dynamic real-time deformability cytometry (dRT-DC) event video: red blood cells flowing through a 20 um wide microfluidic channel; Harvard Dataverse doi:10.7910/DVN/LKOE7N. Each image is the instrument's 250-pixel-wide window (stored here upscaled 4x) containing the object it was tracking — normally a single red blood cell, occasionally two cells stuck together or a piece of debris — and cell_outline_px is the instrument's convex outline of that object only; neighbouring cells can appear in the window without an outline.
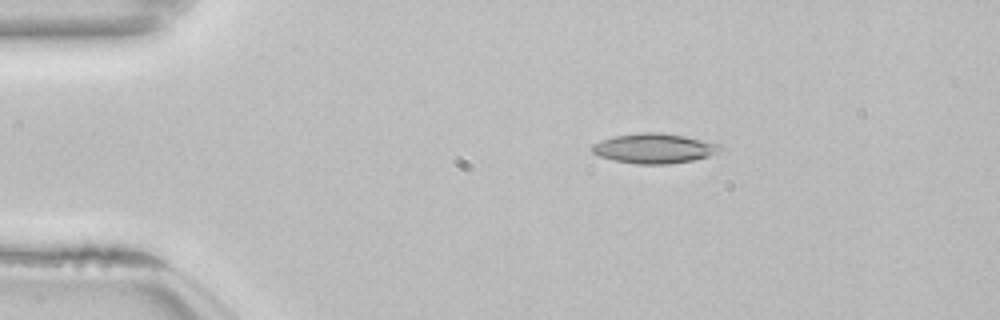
{"species": "common noctule bat (a hibernating species)", "species_latin": "Nyctalus noctula", "temperature_condition": "room temperature", "stored_images_in_passage": 44, "camera_frame_rate_fps": 3000, "um_per_image_px": 0.085, "animal": {"sex": "female", "body_mass_g": 22.7, "forearm_length_mm": 54.2}, "frame": {"image": 1, "passage_image": 1, "time_ms": 0.0, "image_size_px": [1000, 320], "cell_outline_px": [[724, 148], [708, 156], [692, 160], [668, 164], [636, 164], [612, 160], [600, 156], [592, 152], [592, 144], [600, 140], [616, 136], [640, 132], [656, 132], [684, 136], [720, 144]], "centroid_in_image_um": [55.58, 12.61], "position_along_channel_um": 29.4, "area_um2": 22.14}}
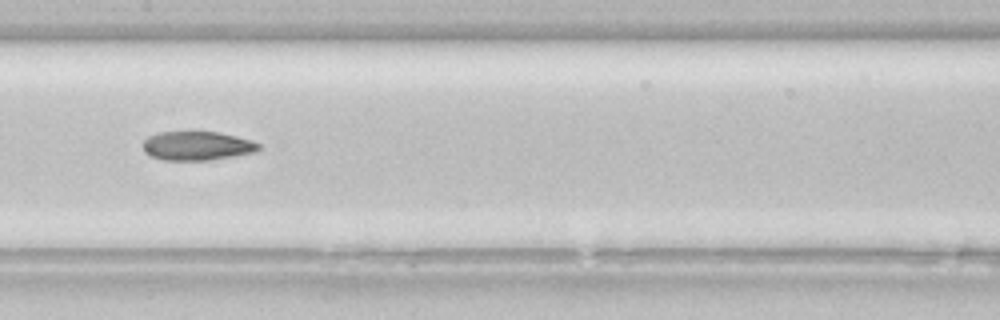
{"frame": {"image": 2, "passage_image": 18, "time_ms": 5.667, "image_size_px": [1000, 320], "cell_outline_px": [[260, 148], [256, 152], [208, 160], [164, 160], [152, 156], [144, 152], [144, 140], [148, 136], [160, 132], [220, 132], [252, 140], [260, 144]], "centroid_in_image_um": [16.77, 12.39], "position_along_channel_um": 190.6, "area_um2": 19.42}}
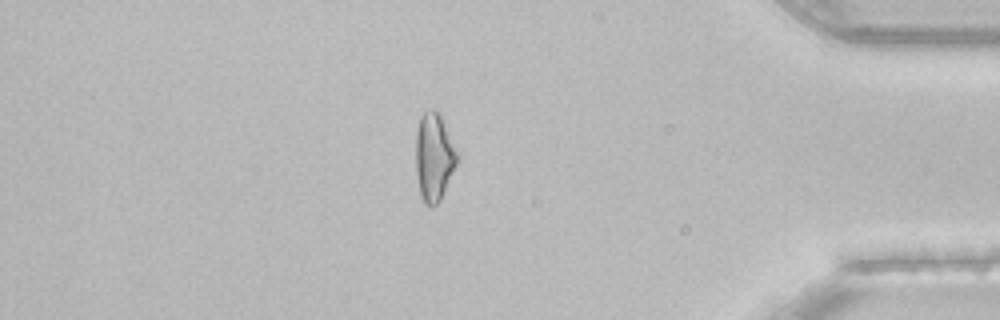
{"frame": {"image": 3, "passage_image": 37, "time_ms": 12.0, "image_size_px": [1000, 320], "cell_outline_px": [[460, 160], [440, 200], [432, 208], [424, 204], [420, 196], [416, 172], [416, 132], [420, 116], [424, 112], [432, 108], [440, 112], [460, 152]], "centroid_in_image_um": [36.94, 13.32], "position_along_channel_um": 398.3, "area_um2": 22.14}, "authors_computed_cell_mechanics": {"area_um2": 21.4727, "velocity_mm_per_s": 3.8533, "shape_relaxation_time_tau1_ms": null, "shape_relaxation_time_tau2_ms": 8.0182, "deformation_change_tau1": null, "deformation_change_tau2": 0.1948}}